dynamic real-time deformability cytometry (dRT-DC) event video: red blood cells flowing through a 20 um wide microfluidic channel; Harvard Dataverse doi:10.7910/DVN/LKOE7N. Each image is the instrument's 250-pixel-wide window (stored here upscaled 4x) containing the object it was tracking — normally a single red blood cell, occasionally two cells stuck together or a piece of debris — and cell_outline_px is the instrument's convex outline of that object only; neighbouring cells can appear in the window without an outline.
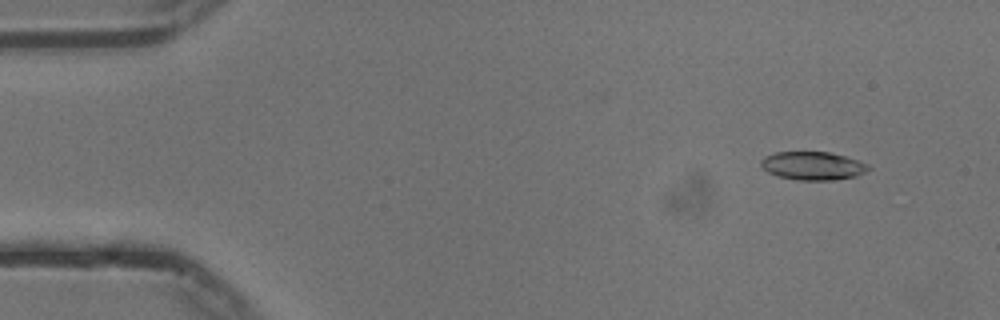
{"species": "common noctule bat (a hibernating species)", "species_latin": "Nyctalus noctula", "temperature_condition": "cold", "stored_images_in_passage": 55, "camera_frame_rate_fps": 3000, "um_per_image_px": 0.085, "animal": {"sex": "male", "body_mass_g": 13.3}, "frame": {"image": 1, "passage_image": 5, "time_ms": 1.333, "image_size_px": [1000, 320], "cell_outline_px": [[872, 168], [856, 176], [832, 180], [796, 180], [780, 176], [768, 172], [760, 164], [760, 160], [764, 156], [776, 152], [828, 152], [844, 156], [868, 164]], "centroid_in_image_um": [69.08, 14.09], "position_along_channel_um": 15.9, "area_um2": 17.57}}
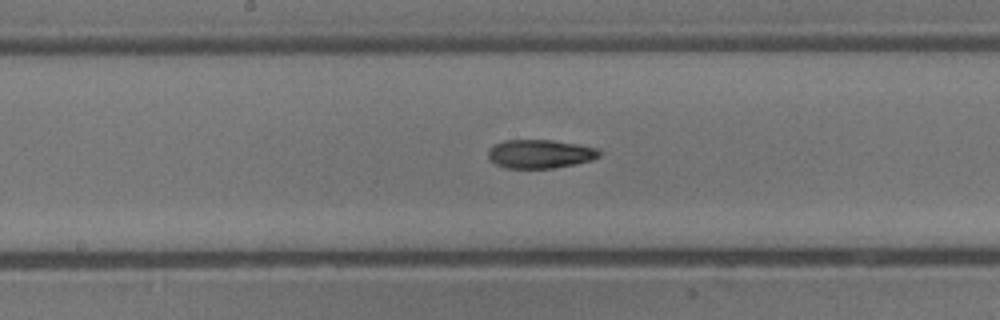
{"frame": {"image": 2, "passage_image": 28, "time_ms": 9.0, "image_size_px": [1000, 320], "cell_outline_px": [[604, 152], [600, 156], [592, 160], [552, 168], [504, 168], [496, 164], [488, 156], [488, 152], [496, 144], [504, 140], [552, 140], [600, 148]], "centroid_in_image_um": [45.96, 13.08], "position_along_channel_um": 202.2, "area_um2": 18.5}}
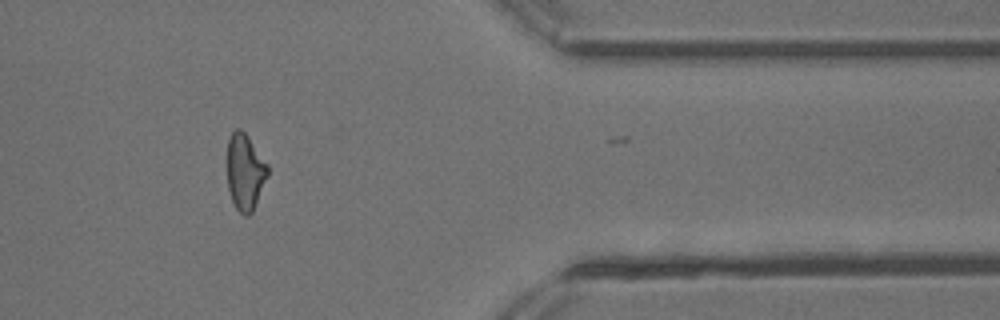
{"frame": {"image": 3, "passage_image": 45, "time_ms": 14.667, "image_size_px": [1000, 320], "cell_outline_px": [[268, 176], [252, 212], [248, 216], [244, 216], [236, 208], [232, 200], [228, 188], [228, 140], [232, 132], [236, 128], [240, 128], [248, 136], [268, 164]], "centroid_in_image_um": [20.84, 14.61], "position_along_channel_um": 390.6, "area_um2": 17.92}, "authors_computed_cell_mechanics": {"area_um2": 18.2648, "velocity_mm_per_s": 3.7571, "shape_relaxation_time_tau1_ms": 7.3566, "shape_relaxation_time_tau2_ms": 4.2811, "deformation_change_tau1": 0.2034, "deformation_change_tau2": 0.1161}}